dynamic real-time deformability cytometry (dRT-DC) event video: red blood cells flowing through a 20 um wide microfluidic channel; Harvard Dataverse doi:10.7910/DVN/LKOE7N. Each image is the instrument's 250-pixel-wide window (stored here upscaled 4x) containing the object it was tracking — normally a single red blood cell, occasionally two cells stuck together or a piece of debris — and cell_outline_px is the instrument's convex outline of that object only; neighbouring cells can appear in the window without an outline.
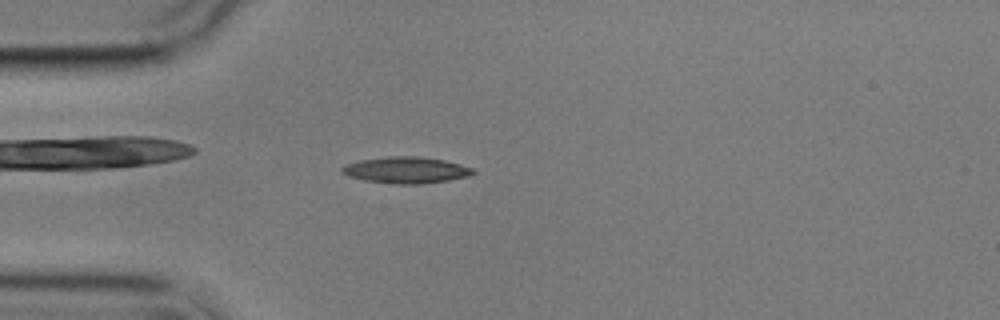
{"species": "common noctule bat (a hibernating species)", "species_latin": "Nyctalus noctula", "temperature_condition": "cold", "stored_images_in_passage": 5, "camera_frame_rate_fps": 3000, "um_per_image_px": 0.085, "animal": {"sex": "male", "body_mass_g": 17.9}, "frame": {"image": 1, "passage_image": 4, "time_ms": 3.333, "image_size_px": [1000, 320], "cell_outline_px": [[476, 172], [468, 176], [448, 180], [420, 184], [392, 184], [364, 180], [348, 176], [340, 172], [340, 168], [344, 164], [360, 160], [388, 156], [420, 156], [444, 160], [460, 164], [472, 168]], "centroid_in_image_um": [34.47, 14.45], "position_along_channel_um": 50.5, "area_um2": 20.29}}